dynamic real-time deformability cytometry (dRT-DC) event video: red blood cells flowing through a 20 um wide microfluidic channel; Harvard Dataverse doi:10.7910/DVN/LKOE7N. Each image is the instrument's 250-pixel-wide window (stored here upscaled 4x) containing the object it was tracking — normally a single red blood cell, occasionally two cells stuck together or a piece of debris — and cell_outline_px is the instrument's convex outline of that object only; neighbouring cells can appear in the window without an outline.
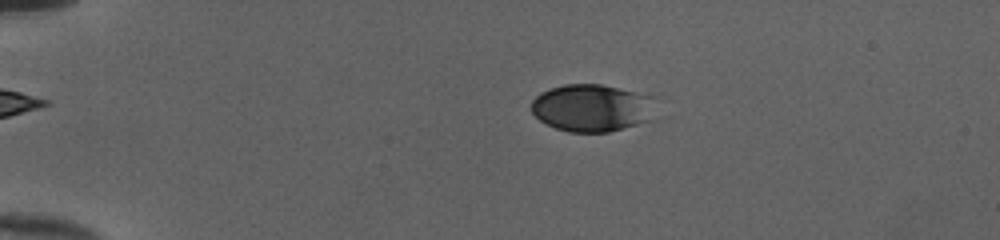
{"species": "human", "species_latin": "Homo sapiens", "temperature_condition": "cold", "stored_images_in_passage": 51, "camera_frame_rate_fps": 3000, "um_per_image_px": 0.085, "donor": {"sex": "female"}, "frame": {"image": 1, "passage_image": 11, "time_ms": 3.333, "image_size_px": [1000, 240], "cell_outline_px": [[664, 96], [648, 120], [636, 124], [608, 132], [568, 132], [556, 128], [540, 120], [532, 112], [532, 100], [540, 92], [564, 84], [600, 84]], "centroid_in_image_um": [50.44, 9.14], "position_along_channel_um": 34.6, "area_um2": 35.14}}
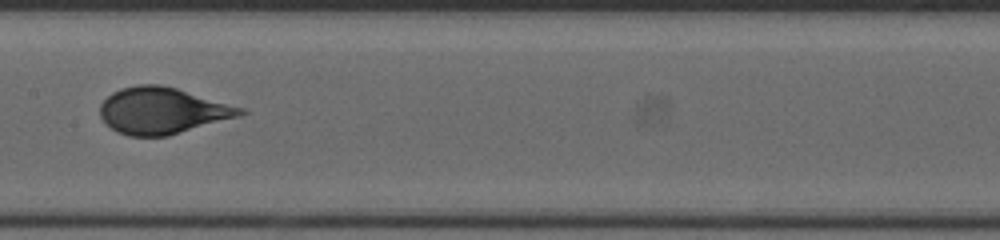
{"frame": {"image": 2, "passage_image": 28, "time_ms": 9.0, "image_size_px": [1000, 240], "cell_outline_px": [[248, 112], [240, 116], [168, 136], [128, 136], [116, 132], [100, 116], [100, 104], [112, 92], [120, 88], [136, 84], [160, 84], [176, 88], [244, 108]], "centroid_in_image_um": [13.79, 9.4], "position_along_channel_um": 193.6, "area_um2": 37.92}}
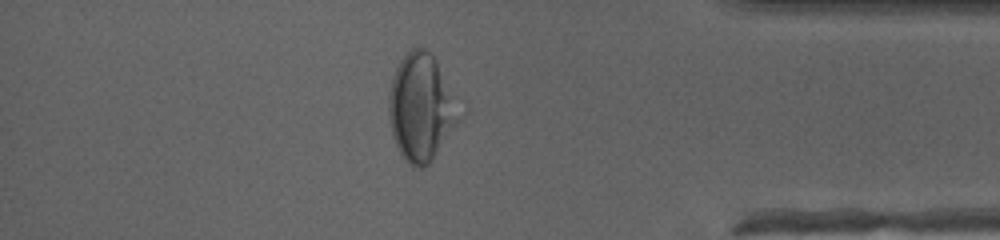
{"frame": {"image": 3, "passage_image": 45, "time_ms": 14.667, "image_size_px": [1000, 240], "cell_outline_px": [[460, 120], [428, 164], [424, 168], [416, 168], [408, 164], [404, 160], [396, 144], [392, 132], [388, 116], [388, 96], [392, 76], [400, 60], [412, 48], [424, 48], [436, 60]], "centroid_in_image_um": [35.7, 9.18], "position_along_channel_um": 399.5, "area_um2": 42.43}, "authors_computed_cell_mechanics": {"area_um2": 37.6856, "velocity_mm_per_s": 4.0076, "shape_relaxation_time_tau1_ms": 3.2986, "shape_relaxation_time_tau2_ms": null, "deformation_change_tau1": 0.1555, "deformation_change_tau2": null}}